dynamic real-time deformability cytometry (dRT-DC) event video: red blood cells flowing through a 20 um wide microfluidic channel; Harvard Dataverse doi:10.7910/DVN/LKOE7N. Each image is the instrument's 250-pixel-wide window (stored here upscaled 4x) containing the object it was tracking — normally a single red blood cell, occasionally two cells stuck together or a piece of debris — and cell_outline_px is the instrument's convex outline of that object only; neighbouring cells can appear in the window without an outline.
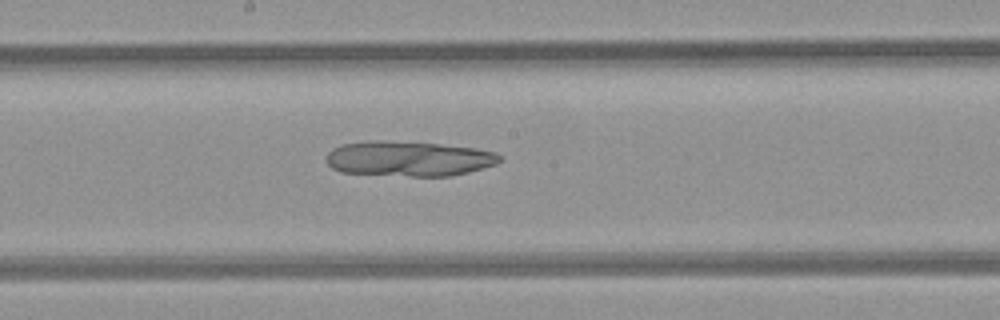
{"species": "common noctule bat (a hibernating species)", "species_latin": "Nyctalus noctula", "temperature_condition": "room temperature", "stored_images_in_passage": 8, "camera_frame_rate_fps": 3000, "um_per_image_px": 0.085, "animal": {"sex": "female", "body_mass_g": 21.9}, "frame": {"image": 1, "passage_image": 8, "time_ms": 8.0, "image_size_px": [1000, 320], "cell_outline_px": [[504, 160], [496, 164], [468, 172], [452, 176], [412, 176], [340, 172], [332, 168], [328, 164], [328, 152], [332, 148], [340, 144], [368, 140], [384, 140], [440, 144], [476, 148], [496, 152], [504, 156]], "centroid_in_image_um": [34.78, 13.47], "position_along_channel_um": 213.4, "area_um2": 35.78}}